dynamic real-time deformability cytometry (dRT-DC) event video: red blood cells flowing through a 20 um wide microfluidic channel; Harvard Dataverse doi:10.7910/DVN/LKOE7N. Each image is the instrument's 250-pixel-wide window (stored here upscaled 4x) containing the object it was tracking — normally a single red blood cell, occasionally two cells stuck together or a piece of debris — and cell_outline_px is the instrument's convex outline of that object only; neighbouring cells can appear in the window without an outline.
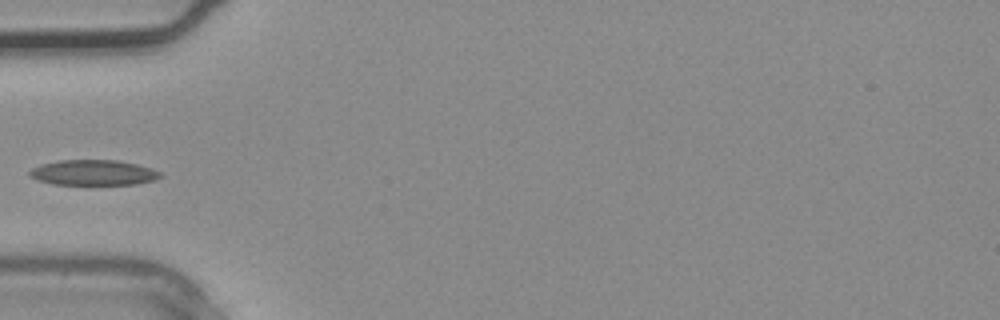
{"species": "common noctule bat (a hibernating species)", "species_latin": "Nyctalus noctula", "temperature_condition": "warm", "stored_images_in_passage": 3, "camera_frame_rate_fps": 3000, "um_per_image_px": 0.085, "animal": {"sex": "male", "body_mass_g": 20.4}, "frame": {"image": 1, "passage_image": 3, "time_ms": 0.667, "image_size_px": [1000, 320], "cell_outline_px": [[160, 176], [156, 180], [136, 184], [52, 184], [28, 176], [28, 172], [32, 168], [40, 164], [60, 160], [120, 160], [152, 168], [160, 172]], "centroid_in_image_um": [7.93, 14.66], "position_along_channel_um": 77.1, "area_um2": 19.31}}